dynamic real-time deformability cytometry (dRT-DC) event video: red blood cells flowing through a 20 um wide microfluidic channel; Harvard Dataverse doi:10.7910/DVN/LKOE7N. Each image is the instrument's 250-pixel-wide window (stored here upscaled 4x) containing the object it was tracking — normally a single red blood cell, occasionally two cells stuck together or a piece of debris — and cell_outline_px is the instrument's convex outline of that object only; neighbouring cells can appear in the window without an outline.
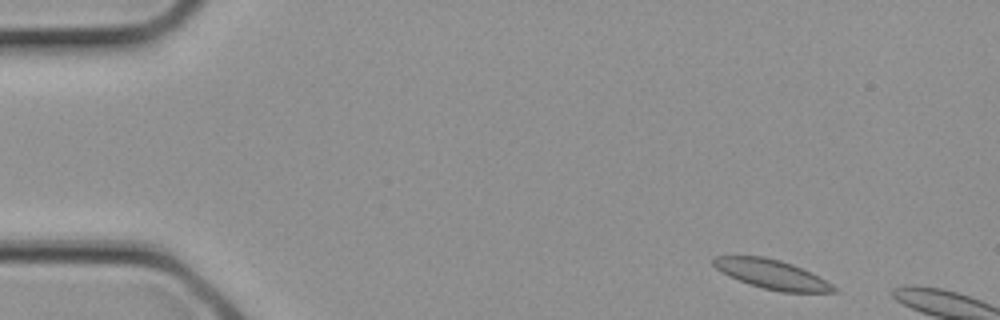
{"species": "common noctule bat (a hibernating species)", "species_latin": "Nyctalus noctula", "temperature_condition": "cold", "stored_images_in_passage": 2, "camera_frame_rate_fps": 3000, "um_per_image_px": 0.085, "animal": {"sex": "female", "body_mass_g": 21.9}, "frame": {"image": 1, "passage_image": 1, "time_ms": 0.0, "image_size_px": [1000, 320], "cell_outline_px": [[840, 292], [780, 292], [764, 288], [728, 276], [716, 268], [712, 264], [712, 256], [764, 256], [780, 260], [792, 264], [812, 272], [832, 284]], "centroid_in_image_um": [65.62, 23.3], "position_along_channel_um": 19.4, "area_um2": 20.46}}